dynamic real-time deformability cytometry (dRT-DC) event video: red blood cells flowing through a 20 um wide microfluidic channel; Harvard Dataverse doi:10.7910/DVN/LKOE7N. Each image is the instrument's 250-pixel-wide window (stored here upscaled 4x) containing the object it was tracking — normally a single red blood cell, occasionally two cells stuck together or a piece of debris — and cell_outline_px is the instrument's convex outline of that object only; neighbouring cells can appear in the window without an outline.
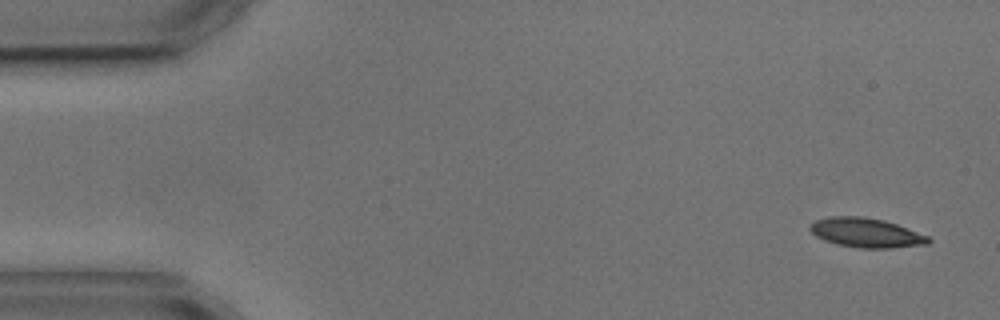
{"species": "common noctule bat (a hibernating species)", "species_latin": "Nyctalus noctula", "temperature_condition": "cold", "stored_images_in_passage": 4, "camera_frame_rate_fps": 3000, "um_per_image_px": 0.085, "animal": {"sex": "male", "body_mass_g": 17.9, "forearm_length_mm": 54.2}, "frame": {"image": 1, "passage_image": 1, "time_ms": 0.0, "image_size_px": [1000, 320], "cell_outline_px": [[932, 240], [928, 244], [892, 248], [860, 248], [836, 244], [824, 240], [816, 236], [808, 228], [816, 220], [828, 216], [864, 216], [884, 220], [896, 224], [928, 236]], "centroid_in_image_um": [73.62, 19.78], "position_along_channel_um": 11.4, "area_um2": 20.29}}
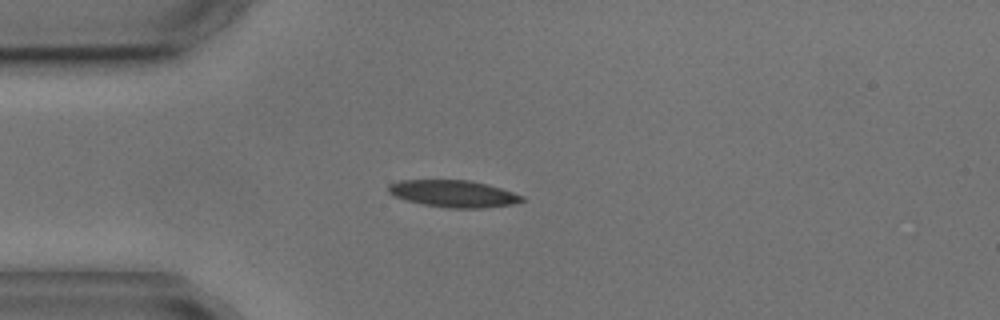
{"frame": {"image": 2, "passage_image": 4, "time_ms": 3.667, "image_size_px": [1000, 320], "cell_outline_px": [[524, 200], [512, 204], [480, 208], [448, 208], [424, 204], [408, 200], [396, 196], [388, 192], [388, 184], [400, 180], [468, 180], [488, 184], [524, 196]], "centroid_in_image_um": [38.54, 16.45], "position_along_channel_um": 46.5, "area_um2": 20.75}}